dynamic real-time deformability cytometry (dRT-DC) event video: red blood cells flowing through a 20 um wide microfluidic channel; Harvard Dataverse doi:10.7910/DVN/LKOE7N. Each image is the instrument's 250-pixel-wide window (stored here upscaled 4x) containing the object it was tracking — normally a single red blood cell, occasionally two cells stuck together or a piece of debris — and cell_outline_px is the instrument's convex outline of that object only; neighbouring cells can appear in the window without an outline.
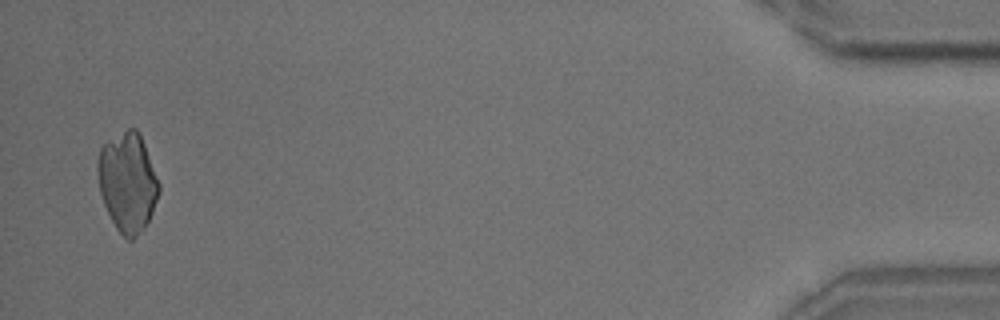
{"species": "common noctule bat (a hibernating species)", "species_latin": "Nyctalus noctula", "temperature_condition": "room temperature", "stored_images_in_passage": 42, "camera_frame_rate_fps": 3000, "um_per_image_px": 0.085, "animal": {"sex": "male", "body_mass_g": 18.8}, "frame": {"image": 1, "passage_image": 41, "time_ms": 13.333, "image_size_px": [1000, 320], "cell_outline_px": [[160, 192], [152, 212], [144, 228], [132, 240], [128, 240], [116, 228], [104, 204], [100, 192], [96, 168], [100, 148], [104, 144], [128, 128], [136, 128], [140, 132], [160, 184]], "centroid_in_image_um": [10.85, 15.47], "position_along_channel_um": 424.3, "area_um2": 35.2}}